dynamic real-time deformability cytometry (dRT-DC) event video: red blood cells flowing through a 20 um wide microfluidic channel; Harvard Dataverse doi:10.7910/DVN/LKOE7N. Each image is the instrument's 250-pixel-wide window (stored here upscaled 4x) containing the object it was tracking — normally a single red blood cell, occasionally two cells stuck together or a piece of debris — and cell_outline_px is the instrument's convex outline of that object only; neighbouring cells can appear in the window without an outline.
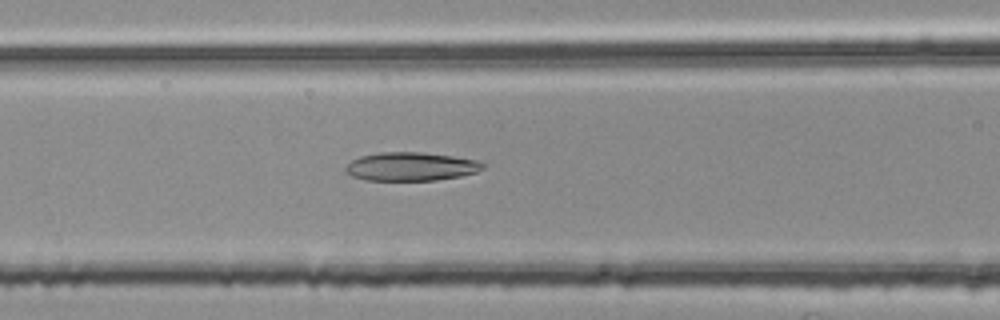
{"species": "common noctule bat (a hibernating species)", "species_latin": "Nyctalus noctula", "temperature_condition": "room temperature", "stored_images_in_passage": 20, "camera_frame_rate_fps": 3000, "um_per_image_px": 0.085, "animal": {"sex": "female", "body_mass_g": 25.1}, "frame": {"image": 1, "passage_image": 8, "time_ms": 2.333, "image_size_px": [1000, 320], "cell_outline_px": [[484, 168], [476, 172], [460, 176], [436, 180], [364, 180], [352, 176], [344, 172], [344, 168], [352, 160], [360, 156], [380, 152], [420, 152], [452, 156], [476, 160], [484, 164]], "centroid_in_image_um": [34.89, 14.16], "position_along_channel_um": 131.7, "area_um2": 22.77}}